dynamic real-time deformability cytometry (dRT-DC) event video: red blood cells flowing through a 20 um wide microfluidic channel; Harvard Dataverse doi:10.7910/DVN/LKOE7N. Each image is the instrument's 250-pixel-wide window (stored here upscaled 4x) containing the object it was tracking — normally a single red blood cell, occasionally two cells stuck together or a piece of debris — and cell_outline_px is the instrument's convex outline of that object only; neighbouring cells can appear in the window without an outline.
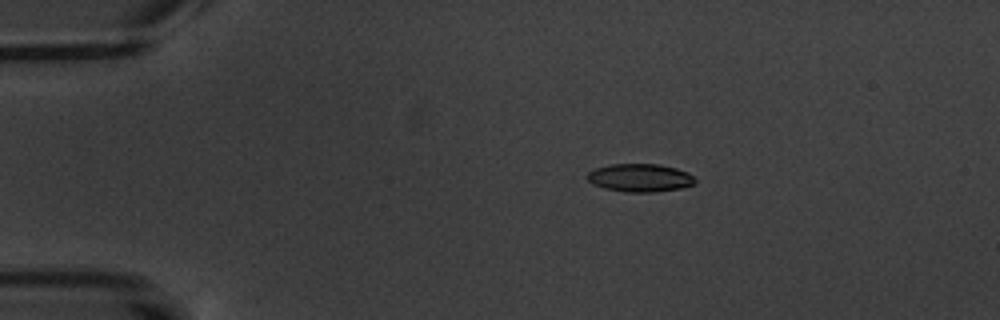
{"species": "common noctule bat (a hibernating species)", "species_latin": "Nyctalus noctula", "temperature_condition": "warm", "stored_images_in_passage": 6, "camera_frame_rate_fps": 3000, "um_per_image_px": 0.085, "animal": {"sex": "male", "body_mass_g": 20.1, "forearm_length_mm": 53.5}, "frame": {"image": 1, "passage_image": 4, "time_ms": 3.333, "image_size_px": [1000, 320], "cell_outline_px": [[696, 184], [680, 188], [652, 192], [624, 192], [604, 188], [592, 184], [588, 180], [588, 172], [596, 168], [612, 164], [660, 164], [676, 168], [688, 172], [696, 180]], "centroid_in_image_um": [54.41, 15.11], "position_along_channel_um": 30.6, "area_um2": 17.63}}